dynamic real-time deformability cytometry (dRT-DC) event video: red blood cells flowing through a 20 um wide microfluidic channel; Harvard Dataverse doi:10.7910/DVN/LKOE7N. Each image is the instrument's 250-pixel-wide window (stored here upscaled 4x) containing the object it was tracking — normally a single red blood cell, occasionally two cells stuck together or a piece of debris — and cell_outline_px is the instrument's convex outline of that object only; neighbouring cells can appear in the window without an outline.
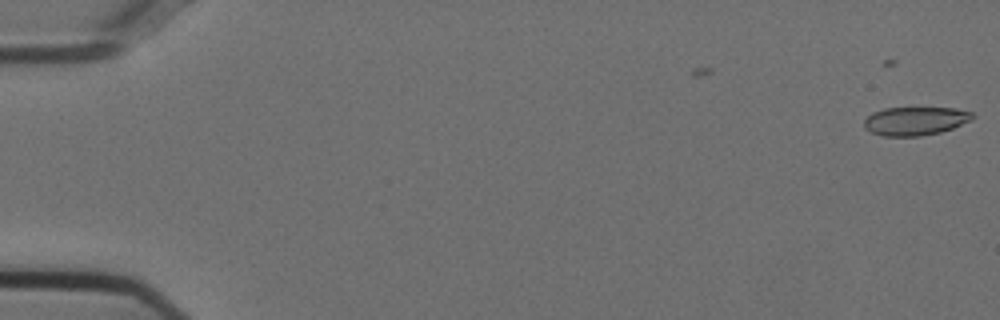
{"species": "Egyptian fruit bat (a non-hibernating species)", "species_latin": "Rousettus aegyptiacus", "temperature_condition": "cold", "stored_images_in_passage": 2, "camera_frame_rate_fps": 3000, "um_per_image_px": 0.085, "animal": {"sex": "female"}, "frame": {"image": 1, "passage_image": 2, "time_ms": 0.333, "image_size_px": [1000, 320], "cell_outline_px": [[976, 116], [972, 120], [952, 128], [940, 132], [920, 136], [884, 136], [872, 132], [864, 128], [864, 120], [872, 112], [884, 108], [956, 108], [972, 112]], "centroid_in_image_um": [77.81, 10.28], "position_along_channel_um": 7.2, "area_um2": 18.03}}